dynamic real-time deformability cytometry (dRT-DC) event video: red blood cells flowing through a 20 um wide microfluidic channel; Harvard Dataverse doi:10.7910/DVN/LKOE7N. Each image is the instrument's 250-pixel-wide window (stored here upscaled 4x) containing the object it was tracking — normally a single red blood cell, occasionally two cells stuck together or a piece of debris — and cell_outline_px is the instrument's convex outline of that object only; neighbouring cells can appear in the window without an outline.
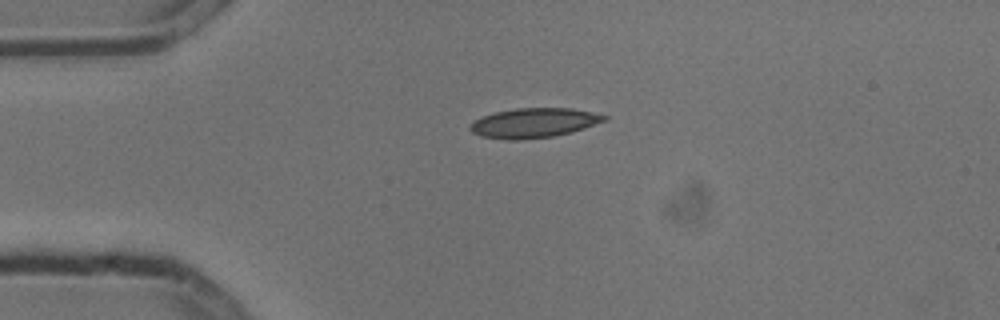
{"species": "common noctule bat (a hibernating species)", "species_latin": "Nyctalus noctula", "temperature_condition": "cold", "stored_images_in_passage": 7, "camera_frame_rate_fps": 3000, "um_per_image_px": 0.085, "animal": {"sex": "male", "body_mass_g": 13.3}, "frame": {"image": 1, "passage_image": 1, "time_ms": 0.0, "image_size_px": [1000, 320], "cell_outline_px": [[608, 120], [572, 132], [556, 136], [520, 140], [504, 140], [480, 136], [472, 132], [468, 128], [476, 120], [484, 116], [496, 112], [516, 108], [572, 108], [608, 116]], "centroid_in_image_um": [45.39, 10.46], "position_along_channel_um": 39.6, "area_um2": 23.18}}
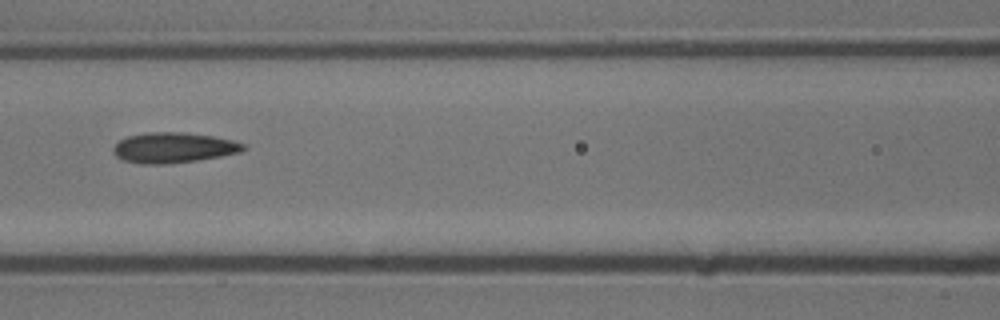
{"frame": {"image": 2, "passage_image": 4, "time_ms": 1.0, "image_size_px": [1000, 320], "cell_outline_px": [[244, 148], [240, 152], [220, 156], [196, 160], [168, 164], [140, 164], [124, 160], [116, 156], [112, 152], [112, 148], [120, 140], [128, 136], [148, 132], [184, 132], [212, 136], [232, 140], [244, 144]], "centroid_in_image_um": [14.7, 12.55], "position_along_channel_um": 151.9, "area_um2": 22.89}}
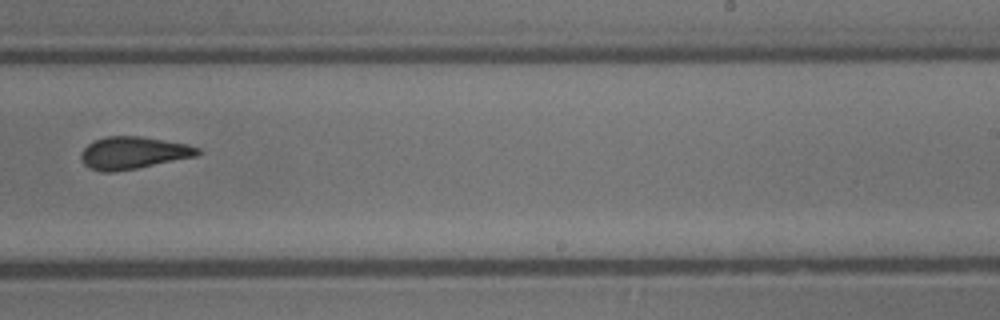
{"frame": {"image": 3, "passage_image": 7, "time_ms": 2.0, "image_size_px": [1000, 320], "cell_outline_px": [[204, 152], [196, 156], [136, 168], [112, 172], [100, 172], [84, 164], [80, 156], [84, 148], [88, 144], [96, 140], [108, 136], [140, 136], [188, 144], [200, 148]], "centroid_in_image_um": [11.36, 12.99], "position_along_channel_um": 277.6, "area_um2": 21.79}}